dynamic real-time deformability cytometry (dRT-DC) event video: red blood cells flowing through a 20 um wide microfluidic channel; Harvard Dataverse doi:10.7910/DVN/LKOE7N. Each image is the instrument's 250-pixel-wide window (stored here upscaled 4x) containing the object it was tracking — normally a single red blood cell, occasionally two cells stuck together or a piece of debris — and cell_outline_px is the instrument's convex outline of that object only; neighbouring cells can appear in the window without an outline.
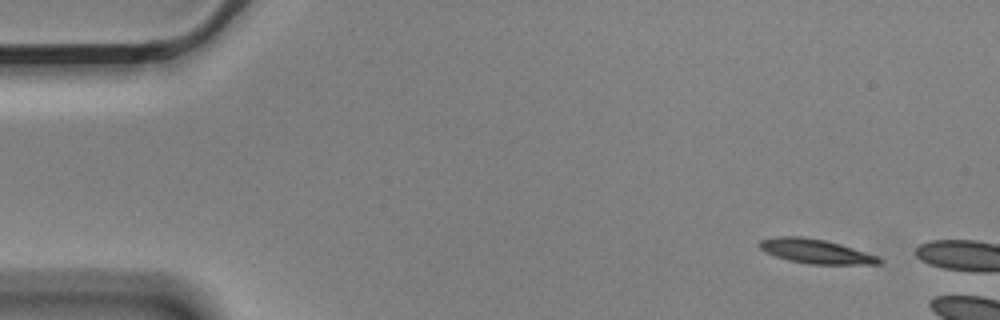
{"species": "Egyptian fruit bat (a non-hibernating species)", "species_latin": "Rousettus aegyptiacus", "temperature_condition": "cold", "stored_images_in_passage": 2, "camera_frame_rate_fps": 3000, "um_per_image_px": 0.085, "animal": {"sex": "male"}, "frame": {"image": 1, "passage_image": 1, "time_ms": 0.0, "image_size_px": [1000, 320], "cell_outline_px": [[884, 260], [880, 264], [808, 264], [788, 260], [776, 256], [760, 248], [756, 244], [760, 240], [776, 236], [804, 236], [824, 240], [840, 244], [876, 256]], "centroid_in_image_um": [69.3, 21.35], "position_along_channel_um": 15.7, "area_um2": 16.82}}